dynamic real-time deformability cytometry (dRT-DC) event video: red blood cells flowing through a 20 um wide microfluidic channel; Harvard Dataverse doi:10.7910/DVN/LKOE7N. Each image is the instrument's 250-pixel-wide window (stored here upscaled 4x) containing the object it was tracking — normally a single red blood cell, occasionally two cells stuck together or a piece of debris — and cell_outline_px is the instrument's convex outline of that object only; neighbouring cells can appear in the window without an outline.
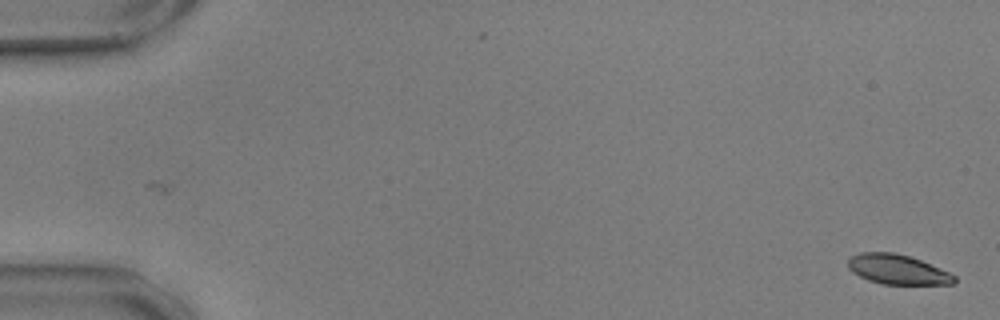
{"species": "common noctule bat (a hibernating species)", "species_latin": "Nyctalus noctula", "temperature_condition": "warm", "stored_images_in_passage": 57, "camera_frame_rate_fps": 3000, "um_per_image_px": 0.085, "animal": {"sex": "male", "body_mass_g": 17.9, "forearm_length_mm": 54.2}, "frame": {"image": 1, "passage_image": 1, "time_ms": 0.0, "image_size_px": [1000, 320], "cell_outline_px": [[956, 284], [880, 284], [868, 280], [852, 272], [848, 268], [848, 260], [852, 256], [860, 252], [892, 252], [908, 256], [920, 260], [948, 272], [956, 276]], "centroid_in_image_um": [76.27, 22.91], "position_along_channel_um": 8.7, "area_um2": 18.32}}
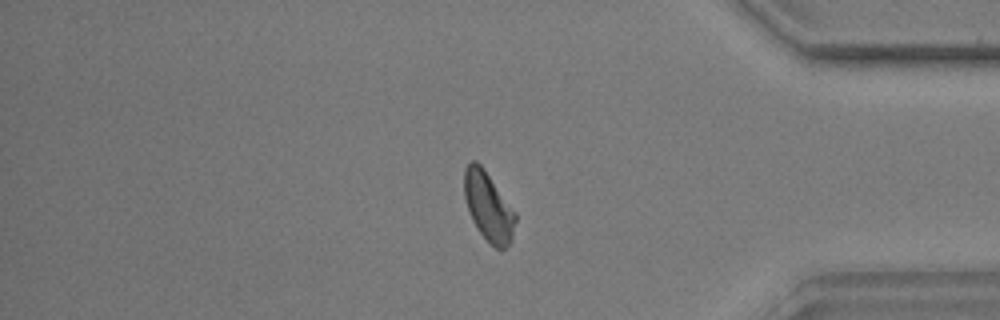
{"frame": {"image": 2, "passage_image": 48, "time_ms": 15.667, "image_size_px": [1000, 320], "cell_outline_px": [[516, 220], [512, 240], [504, 248], [496, 248], [480, 232], [472, 220], [464, 196], [464, 168], [472, 160], [476, 160], [484, 168], [516, 212]], "centroid_in_image_um": [41.52, 17.52], "position_along_channel_um": 393.7, "area_um2": 20.4}}
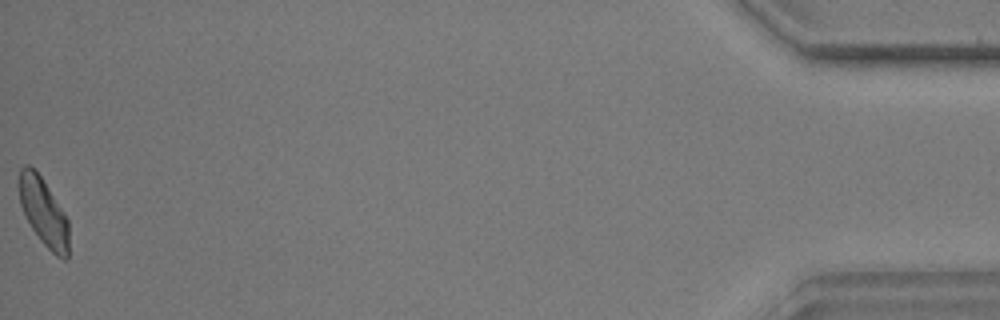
{"frame": {"image": 3, "passage_image": 57, "time_ms": 18.667, "image_size_px": [1000, 320], "cell_outline_px": [[68, 260], [64, 260], [56, 256], [40, 240], [32, 228], [20, 204], [16, 184], [20, 168], [24, 164], [28, 164], [40, 176], [48, 188], [68, 220]], "centroid_in_image_um": [3.66, 18.0], "position_along_channel_um": 431.5, "area_um2": 19.59}, "authors_computed_cell_mechanics": {"area_um2": 20.3456, "velocity_mm_per_s": 3.5713, "shape_relaxation_time_tau1_ms": 2.7283, "shape_relaxation_time_tau2_ms": 2.9302, "deformation_change_tau1": 0.1362, "deformation_change_tau2": 0.1019}}